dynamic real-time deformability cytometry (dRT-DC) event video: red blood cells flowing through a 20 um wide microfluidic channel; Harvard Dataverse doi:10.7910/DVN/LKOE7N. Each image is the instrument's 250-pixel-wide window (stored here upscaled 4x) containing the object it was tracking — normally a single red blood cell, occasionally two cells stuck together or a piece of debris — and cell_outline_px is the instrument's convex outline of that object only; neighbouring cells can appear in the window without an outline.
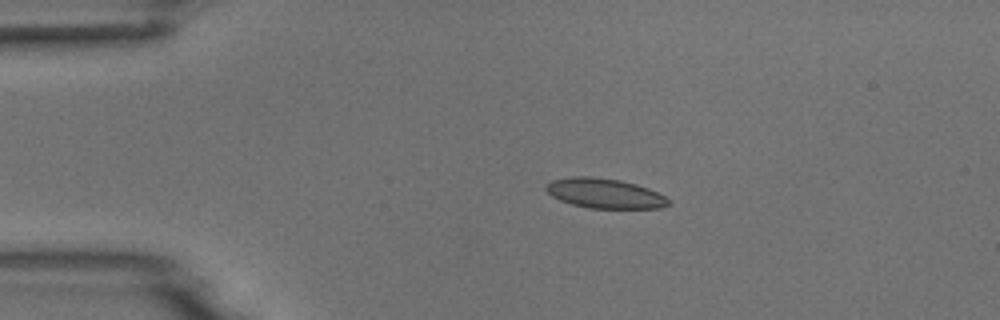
{"species": "common noctule bat (a hibernating species)", "species_latin": "Nyctalus noctula", "temperature_condition": "room temperature", "stored_images_in_passage": 5, "camera_frame_rate_fps": 3000, "um_per_image_px": 0.085, "animal": {"sex": "male", "body_mass_g": 18.8}, "frame": {"image": 1, "passage_image": 4, "time_ms": 3.333, "image_size_px": [1000, 320], "cell_outline_px": [[672, 204], [660, 208], [588, 208], [572, 204], [560, 200], [552, 196], [544, 188], [552, 180], [572, 176], [588, 176], [620, 180], [636, 184], [648, 188], [664, 196]], "centroid_in_image_um": [51.39, 16.43], "position_along_channel_um": 33.6, "area_um2": 21.15}}